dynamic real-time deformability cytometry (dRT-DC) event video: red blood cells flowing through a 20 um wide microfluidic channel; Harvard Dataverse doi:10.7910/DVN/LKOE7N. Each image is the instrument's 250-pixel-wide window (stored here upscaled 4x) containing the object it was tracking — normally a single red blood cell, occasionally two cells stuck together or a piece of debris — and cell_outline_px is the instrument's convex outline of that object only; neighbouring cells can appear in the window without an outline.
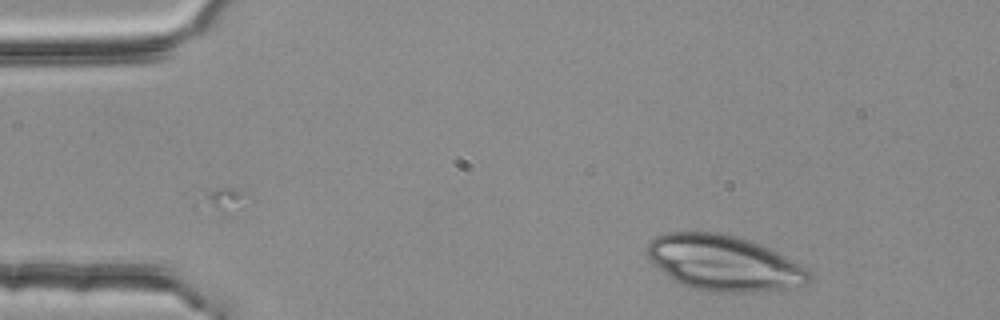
{"species": "common noctule bat (a hibernating species)", "species_latin": "Nyctalus noctula", "temperature_condition": "room temperature", "stored_images_in_passage": 2, "camera_frame_rate_fps": 3000, "um_per_image_px": 0.085, "animal": {"sex": "female", "body_mass_g": 25.1}, "frame": {"image": 1, "passage_image": 2, "time_ms": 0.333, "image_size_px": [1000, 320], "cell_outline_px": [[812, 280], [808, 284], [788, 288], [764, 292], [708, 292], [688, 288], [672, 280], [648, 260], [644, 252], [648, 244], [656, 236], [668, 232], [720, 232], [736, 236], [760, 244], [784, 256], [804, 268], [812, 276]], "centroid_in_image_um": [61.46, 22.38], "position_along_channel_um": 23.5, "area_um2": 52.77}}